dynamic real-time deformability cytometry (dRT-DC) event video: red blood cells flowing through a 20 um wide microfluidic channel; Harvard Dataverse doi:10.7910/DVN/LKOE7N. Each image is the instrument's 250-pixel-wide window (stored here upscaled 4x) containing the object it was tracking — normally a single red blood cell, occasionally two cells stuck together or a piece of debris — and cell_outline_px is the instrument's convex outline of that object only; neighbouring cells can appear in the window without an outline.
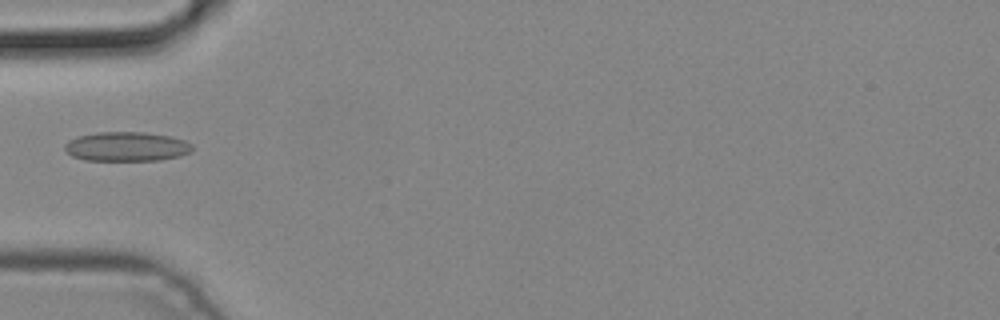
{"species": "common noctule bat (a hibernating species)", "species_latin": "Nyctalus noctula", "temperature_condition": "cold", "stored_images_in_passage": 1, "camera_frame_rate_fps": 3000, "um_per_image_px": 0.085, "animal": {"sex": "male", "body_mass_g": 19.2, "forearm_length_mm": 51.8}, "frame": {"image": 1, "passage_image": 1, "time_ms": 0.0, "image_size_px": [1000, 320], "cell_outline_px": [[192, 152], [180, 156], [160, 160], [84, 160], [72, 156], [64, 148], [64, 144], [68, 140], [76, 136], [100, 132], [144, 132], [172, 136], [184, 140], [192, 144]], "centroid_in_image_um": [10.77, 12.45], "position_along_channel_um": 74.2, "area_um2": 21.96}}